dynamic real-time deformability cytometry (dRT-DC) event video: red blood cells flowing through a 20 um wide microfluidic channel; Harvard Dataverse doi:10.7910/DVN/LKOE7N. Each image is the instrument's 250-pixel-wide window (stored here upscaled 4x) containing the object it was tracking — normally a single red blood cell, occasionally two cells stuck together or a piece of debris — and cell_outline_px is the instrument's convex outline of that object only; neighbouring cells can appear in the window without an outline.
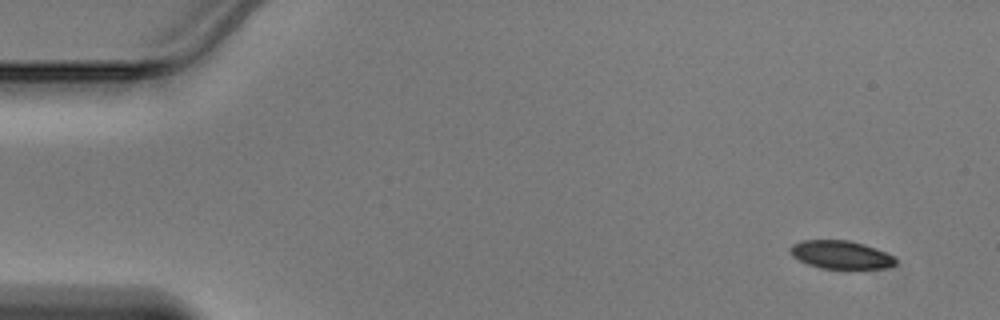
{"species": "Egyptian fruit bat (a non-hibernating species)", "species_latin": "Rousettus aegyptiacus", "temperature_condition": "warm", "stored_images_in_passage": 43, "camera_frame_rate_fps": 3000, "um_per_image_px": 0.085, "animal": {"sex": "male"}, "frame": {"image": 1, "passage_image": 1, "time_ms": 0.0, "image_size_px": [1000, 320], "cell_outline_px": [[896, 264], [888, 268], [820, 268], [808, 264], [792, 256], [788, 248], [792, 244], [800, 240], [848, 240], [864, 244], [876, 248], [892, 256], [896, 260]], "centroid_in_image_um": [71.43, 21.64], "position_along_channel_um": 13.6, "area_um2": 17.22}}
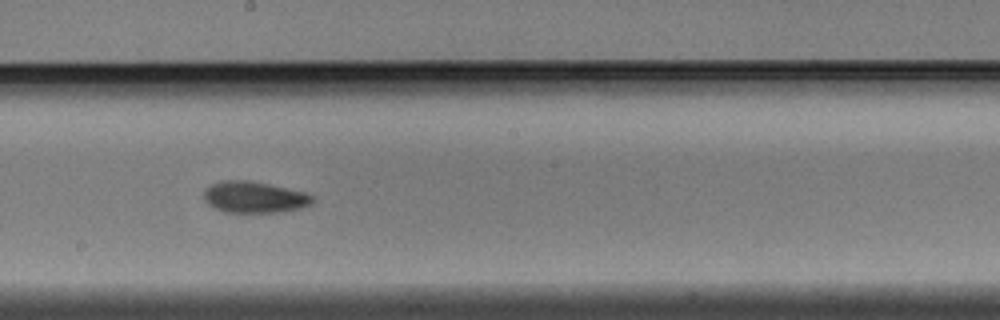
{"frame": {"image": 2, "passage_image": 24, "time_ms": 7.667, "image_size_px": [1000, 320], "cell_outline_px": [[316, 200], [312, 204], [300, 208], [280, 212], [224, 212], [208, 204], [204, 200], [204, 188], [212, 184], [224, 180], [248, 180], [308, 192], [316, 196]], "centroid_in_image_um": [21.67, 16.75], "position_along_channel_um": 226.5, "area_um2": 20.11}}
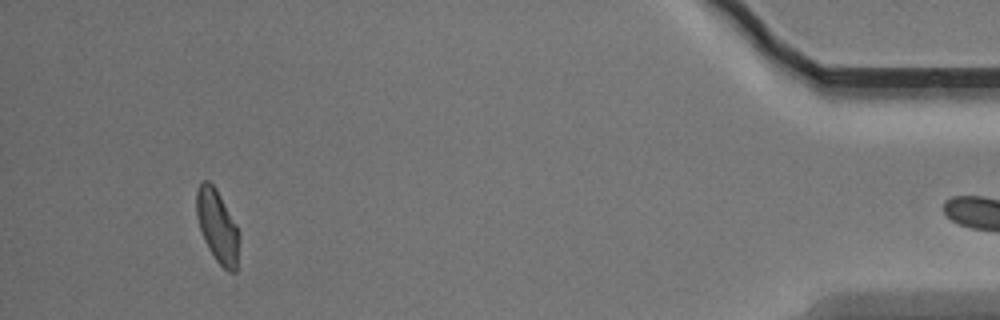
{"frame": {"image": 3, "passage_image": 42, "time_ms": 13.667, "image_size_px": [1000, 320], "cell_outline_px": [[240, 236], [236, 272], [228, 272], [216, 260], [208, 248], [204, 240], [196, 216], [196, 192], [200, 180], [208, 180], [216, 188], [236, 224], [240, 232]], "centroid_in_image_um": [18.48, 19.21], "position_along_channel_um": 416.7, "area_um2": 18.26}}